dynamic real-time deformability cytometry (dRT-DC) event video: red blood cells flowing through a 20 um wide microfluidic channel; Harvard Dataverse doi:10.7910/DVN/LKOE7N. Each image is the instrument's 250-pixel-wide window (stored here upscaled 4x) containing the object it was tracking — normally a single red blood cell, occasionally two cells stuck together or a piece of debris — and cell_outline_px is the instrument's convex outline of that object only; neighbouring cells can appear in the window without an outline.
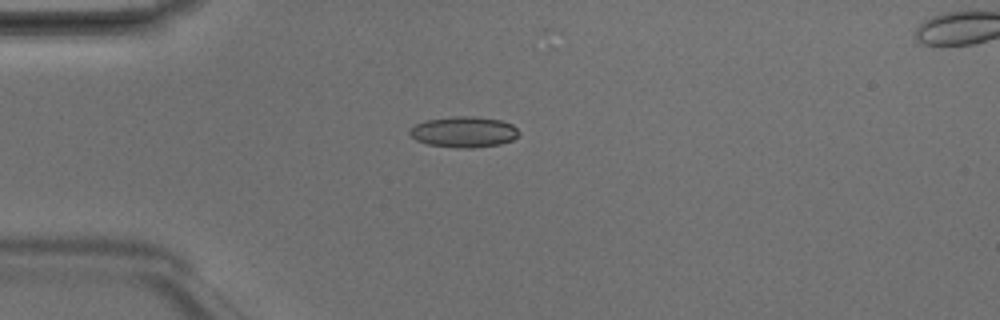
{"species": "Egyptian fruit bat (a non-hibernating species)", "species_latin": "Rousettus aegyptiacus", "temperature_condition": "room temperature", "stored_images_in_passage": 4, "camera_frame_rate_fps": 3000, "um_per_image_px": 0.085, "animal": {"sex": "male"}, "frame": {"image": 1, "passage_image": 3, "time_ms": 0.667, "image_size_px": [1000, 320], "cell_outline_px": [[520, 132], [512, 140], [500, 144], [472, 148], [456, 148], [428, 144], [416, 140], [408, 132], [416, 124], [428, 120], [452, 116], [476, 116], [500, 120], [512, 124]], "centroid_in_image_um": [39.44, 11.21], "position_along_channel_um": 45.6, "area_um2": 19.54}}